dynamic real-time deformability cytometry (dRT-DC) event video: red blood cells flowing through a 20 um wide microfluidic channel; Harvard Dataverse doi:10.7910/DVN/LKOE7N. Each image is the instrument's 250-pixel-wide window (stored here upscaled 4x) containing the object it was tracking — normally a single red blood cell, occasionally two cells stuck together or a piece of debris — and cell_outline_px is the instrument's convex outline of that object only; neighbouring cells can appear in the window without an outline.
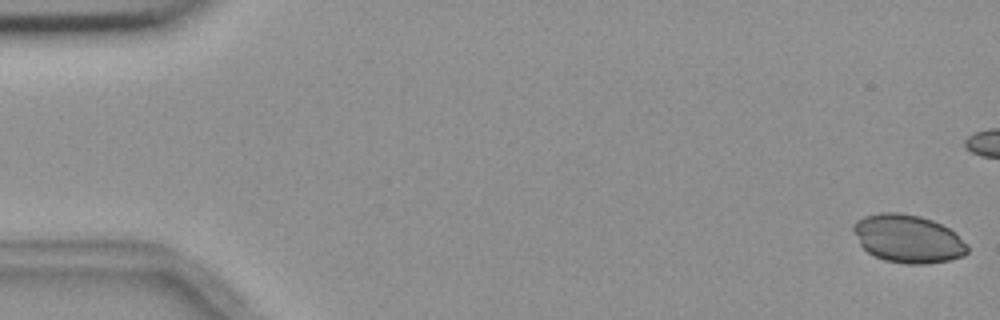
{"species": "common noctule bat (a hibernating species)", "species_latin": "Nyctalus noctula", "temperature_condition": "room temperature", "stored_images_in_passage": 5, "camera_frame_rate_fps": 3000, "um_per_image_px": 0.085, "animal": {"sex": "female", "body_mass_g": 18.4}, "frame": {"image": 1, "passage_image": 1, "time_ms": 0.0, "image_size_px": [1000, 320], "cell_outline_px": [[968, 252], [964, 256], [952, 260], [928, 264], [908, 264], [884, 260], [868, 252], [860, 244], [852, 228], [852, 224], [856, 220], [864, 216], [880, 212], [900, 212], [920, 216], [932, 220], [956, 232], [968, 244]], "centroid_in_image_um": [77.2, 20.29], "position_along_channel_um": 7.8, "area_um2": 32.25}}